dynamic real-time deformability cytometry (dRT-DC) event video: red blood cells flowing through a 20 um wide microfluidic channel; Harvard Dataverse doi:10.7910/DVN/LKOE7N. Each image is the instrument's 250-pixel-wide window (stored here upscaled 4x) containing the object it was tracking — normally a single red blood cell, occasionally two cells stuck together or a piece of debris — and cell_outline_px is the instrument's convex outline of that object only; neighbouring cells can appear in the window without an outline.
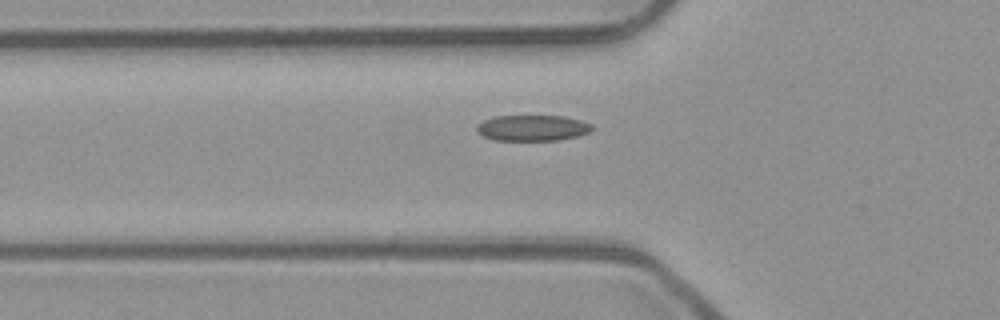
{"species": "common noctule bat (a hibernating species)", "species_latin": "Nyctalus noctula", "temperature_condition": "room temperature", "stored_images_in_passage": 40, "camera_frame_rate_fps": 3000, "um_per_image_px": 0.085, "animal": {"sex": "male", "body_mass_g": 23.1, "forearm_length_mm": 52.7}, "frame": {"image": 1, "passage_image": 11, "time_ms": 3.333, "image_size_px": [1000, 320], "cell_outline_px": [[592, 128], [588, 132], [580, 136], [556, 140], [492, 140], [476, 132], [476, 124], [484, 120], [496, 116], [564, 116], [580, 120], [592, 124]], "centroid_in_image_um": [45.23, 10.87], "position_along_channel_um": 80.6, "area_um2": 17.4}}
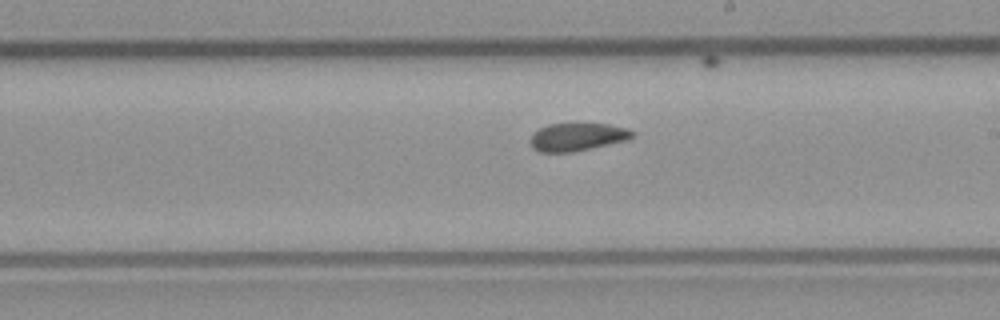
{"frame": {"image": 2, "passage_image": 23, "time_ms": 7.333, "image_size_px": [1000, 320], "cell_outline_px": [[636, 132], [628, 140], [572, 152], [540, 152], [532, 148], [528, 140], [532, 132], [548, 124], [572, 120], [608, 124], [628, 128]], "centroid_in_image_um": [49.03, 11.58], "position_along_channel_um": 240.0, "area_um2": 17.57}}
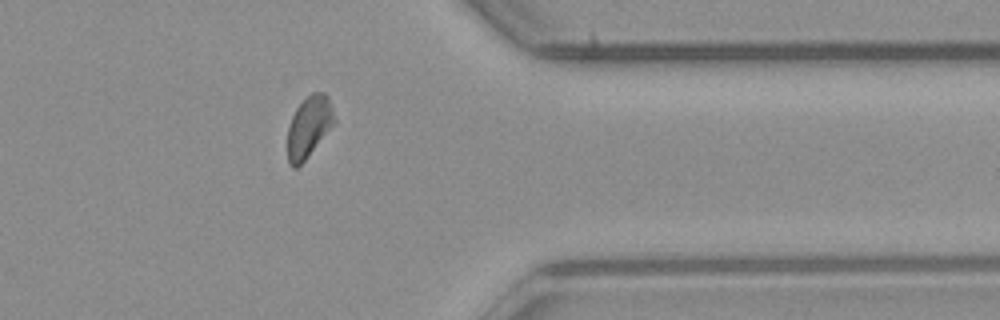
{"frame": {"image": 3, "passage_image": 35, "time_ms": 11.333, "image_size_px": [1000, 320], "cell_outline_px": [[336, 120], [304, 160], [296, 168], [292, 168], [288, 164], [288, 124], [296, 108], [312, 92], [324, 92], [328, 96], [332, 104]], "centroid_in_image_um": [26.25, 10.75], "position_along_channel_um": 385.2, "area_um2": 16.42}, "authors_computed_cell_mechanics": {"area_um2": 17.2822, "velocity_mm_per_s": 3.9589, "shape_relaxation_time_tau1_ms": 4.8328, "shape_relaxation_time_tau2_ms": 2.0644, "deformation_change_tau1": 0.1079, "deformation_change_tau2": 0.0758}}